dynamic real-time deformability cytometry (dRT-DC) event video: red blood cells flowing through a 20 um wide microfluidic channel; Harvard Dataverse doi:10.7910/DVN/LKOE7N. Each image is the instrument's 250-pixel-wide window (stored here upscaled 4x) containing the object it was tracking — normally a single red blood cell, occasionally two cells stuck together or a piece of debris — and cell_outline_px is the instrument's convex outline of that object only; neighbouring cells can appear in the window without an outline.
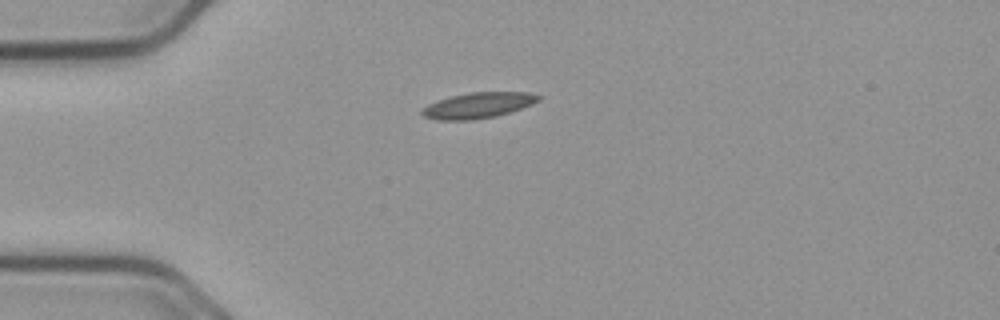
{"species": "common noctule bat (a hibernating species)", "species_latin": "Nyctalus noctula", "temperature_condition": "cold", "stored_images_in_passage": 42, "camera_frame_rate_fps": 3000, "um_per_image_px": 0.085, "animal": {"sex": "male", "body_mass_g": 23.1, "forearm_length_mm": 52.7}, "frame": {"image": 1, "passage_image": 1, "time_ms": 0.0, "image_size_px": [1000, 320], "cell_outline_px": [[544, 96], [540, 100], [532, 104], [496, 116], [472, 120], [436, 120], [424, 116], [420, 112], [428, 104], [452, 96], [472, 92], [528, 92]], "centroid_in_image_um": [40.67, 8.95], "position_along_channel_um": 44.3, "area_um2": 17.28}}
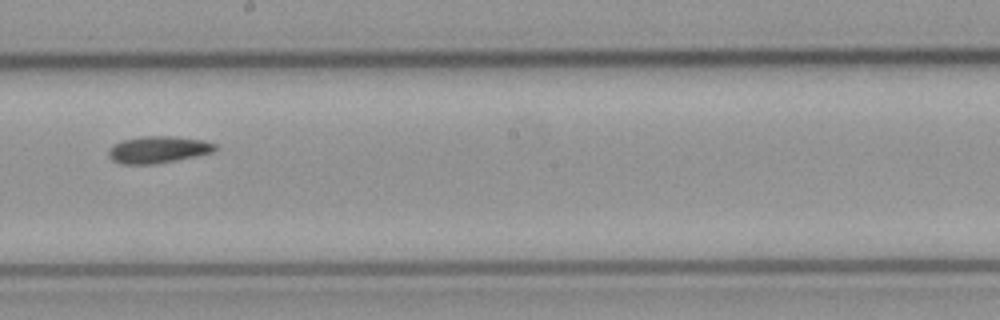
{"frame": {"image": 2, "passage_image": 18, "time_ms": 5.667, "image_size_px": [1000, 320], "cell_outline_px": [[216, 148], [212, 152], [196, 156], [176, 160], [152, 164], [120, 164], [112, 160], [108, 156], [108, 148], [124, 140], [140, 136], [172, 136], [204, 140], [216, 144]], "centroid_in_image_um": [13.42, 12.71], "position_along_channel_um": 234.8, "area_um2": 16.65}}
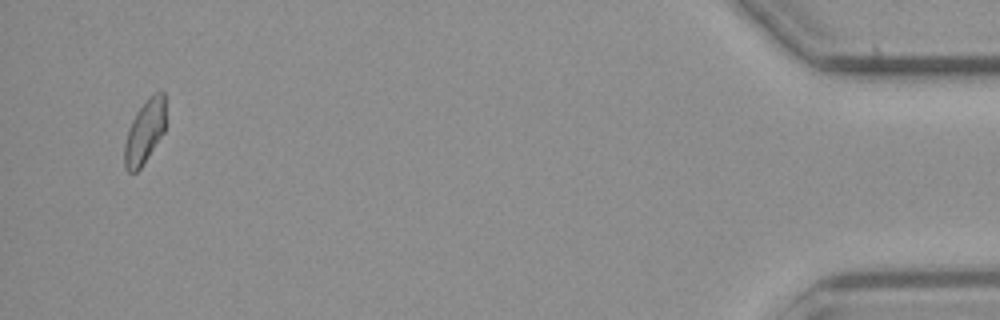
{"frame": {"image": 3, "passage_image": 40, "time_ms": 13.0, "image_size_px": [1000, 320], "cell_outline_px": [[164, 132], [140, 168], [136, 172], [128, 172], [124, 168], [124, 144], [128, 128], [136, 112], [148, 96], [152, 92], [160, 88], [164, 92]], "centroid_in_image_um": [12.28, 11.15], "position_along_channel_um": 422.9, "area_um2": 15.37}}